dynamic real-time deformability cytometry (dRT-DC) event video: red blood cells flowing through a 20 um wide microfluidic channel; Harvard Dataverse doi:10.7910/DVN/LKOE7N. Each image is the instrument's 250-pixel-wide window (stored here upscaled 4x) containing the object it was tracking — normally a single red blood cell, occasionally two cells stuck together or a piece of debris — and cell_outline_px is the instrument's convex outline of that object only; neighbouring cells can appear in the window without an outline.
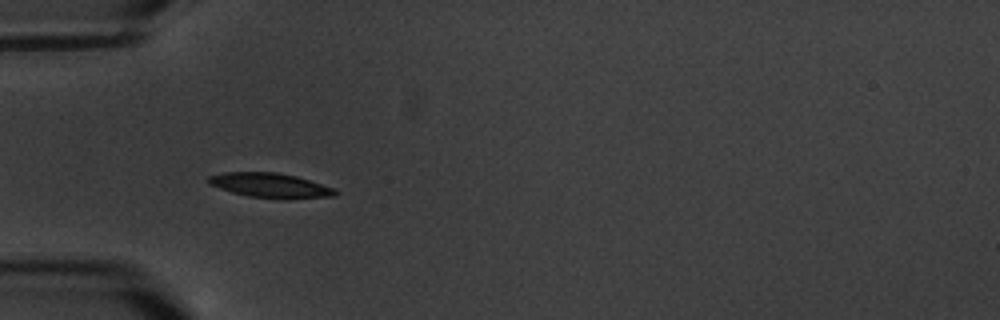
{"species": "common noctule bat (a hibernating species)", "species_latin": "Nyctalus noctula", "temperature_condition": "warm", "stored_images_in_passage": 8, "camera_frame_rate_fps": 3000, "um_per_image_px": 0.085, "animal": {"sex": "male", "body_mass_g": 20.1, "forearm_length_mm": 53.5}, "frame": {"image": 1, "passage_image": 6, "time_ms": 6.667, "image_size_px": [1000, 320], "cell_outline_px": [[340, 192], [336, 196], [288, 200], [280, 200], [248, 196], [232, 192], [208, 184], [208, 176], [224, 172], [276, 172], [296, 176], [332, 188]], "centroid_in_image_um": [22.99, 15.78], "position_along_channel_um": 62.0, "area_um2": 18.44}}
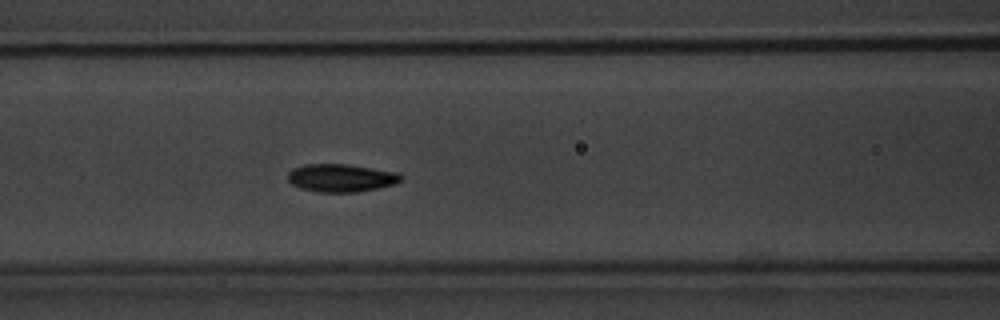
{"frame": {"image": 2, "passage_image": 8, "time_ms": 9.0, "image_size_px": [1000, 320], "cell_outline_px": [[404, 180], [396, 184], [356, 192], [316, 192], [300, 188], [292, 184], [288, 180], [288, 172], [292, 168], [304, 164], [348, 164], [396, 172], [404, 176]], "centroid_in_image_um": [28.99, 15.12], "position_along_channel_um": 137.6, "area_um2": 18.55}}